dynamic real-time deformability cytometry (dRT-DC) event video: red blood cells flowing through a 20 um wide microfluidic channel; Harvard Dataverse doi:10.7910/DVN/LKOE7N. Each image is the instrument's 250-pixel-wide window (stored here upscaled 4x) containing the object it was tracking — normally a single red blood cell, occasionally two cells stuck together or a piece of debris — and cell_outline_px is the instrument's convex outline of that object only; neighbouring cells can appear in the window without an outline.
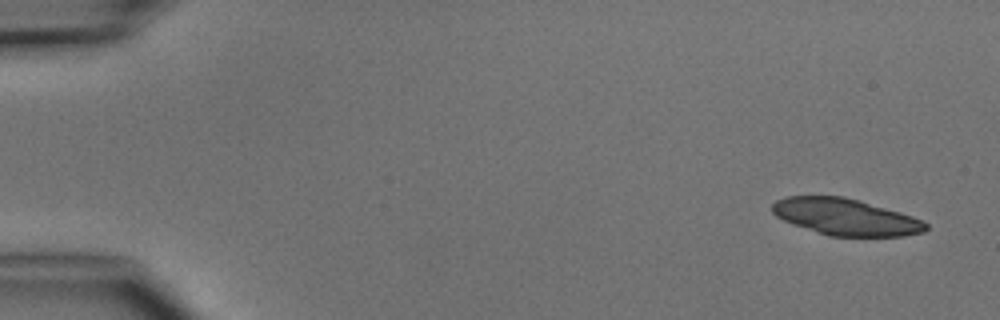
{"species": "common noctule bat (a hibernating species)", "species_latin": "Nyctalus noctula", "temperature_condition": "cold", "stored_images_in_passage": 5, "camera_frame_rate_fps": 3000, "um_per_image_px": 0.085, "animal": {"sex": "male", "body_mass_g": 15.6}, "frame": {"image": 1, "passage_image": 1, "time_ms": 0.0, "image_size_px": [1000, 320], "cell_outline_px": [[928, 228], [924, 232], [904, 236], [828, 236], [792, 224], [776, 216], [772, 212], [772, 204], [776, 200], [784, 196], [844, 196], [860, 200], [900, 212], [924, 220], [928, 224]], "centroid_in_image_um": [71.88, 18.44], "position_along_channel_um": 13.1, "area_um2": 32.95}}
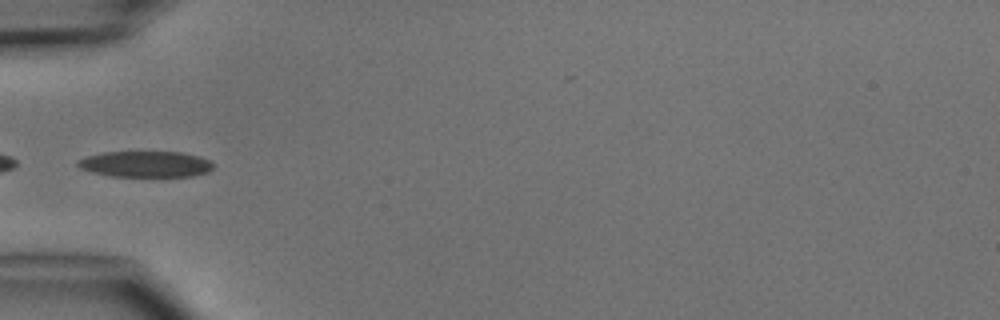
{"frame": {"image": 2, "passage_image": 5, "time_ms": 4.667, "image_size_px": [1000, 320], "cell_outline_px": [[212, 168], [208, 172], [192, 176], [112, 176], [92, 172], [80, 168], [76, 164], [76, 160], [88, 156], [104, 152], [180, 152], [200, 156], [208, 160], [212, 164]], "centroid_in_image_um": [12.36, 13.95], "position_along_channel_um": 72.6, "area_um2": 20.4}}